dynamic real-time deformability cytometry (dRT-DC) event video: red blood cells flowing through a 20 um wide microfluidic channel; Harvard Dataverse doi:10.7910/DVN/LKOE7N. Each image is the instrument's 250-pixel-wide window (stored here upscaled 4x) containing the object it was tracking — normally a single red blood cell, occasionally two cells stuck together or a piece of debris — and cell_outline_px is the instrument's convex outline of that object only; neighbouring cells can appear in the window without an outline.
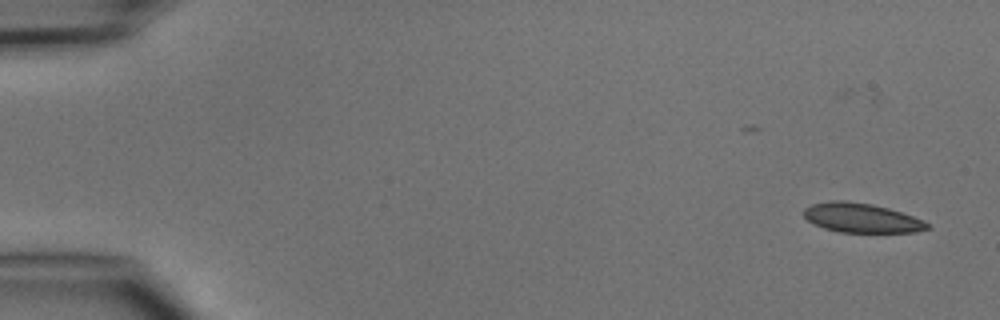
{"species": "common noctule bat (a hibernating species)", "species_latin": "Nyctalus noctula", "temperature_condition": "cold", "stored_images_in_passage": 5, "camera_frame_rate_fps": 3000, "um_per_image_px": 0.085, "animal": {"sex": "male", "body_mass_g": 15.6}, "frame": {"image": 1, "passage_image": 1, "time_ms": 0.0, "image_size_px": [1000, 320], "cell_outline_px": [[932, 228], [916, 232], [840, 232], [824, 228], [808, 220], [804, 216], [804, 208], [812, 204], [828, 200], [844, 200], [872, 204], [888, 208], [924, 220]], "centroid_in_image_um": [73.23, 18.51], "position_along_channel_um": 11.8, "area_um2": 21.1}}
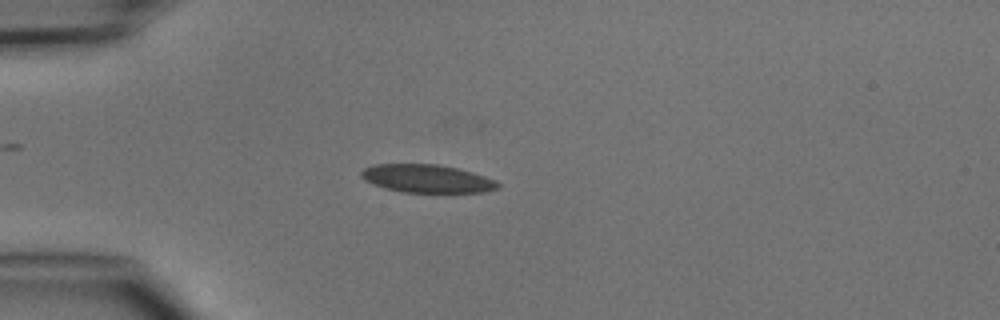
{"frame": {"image": 2, "passage_image": 4, "time_ms": 3.667, "image_size_px": [1000, 320], "cell_outline_px": [[500, 188], [484, 192], [404, 192], [384, 188], [372, 184], [364, 180], [360, 176], [360, 172], [364, 168], [376, 164], [436, 164], [456, 168], [472, 172], [496, 180], [500, 184]], "centroid_in_image_um": [36.28, 15.18], "position_along_channel_um": 48.7, "area_um2": 22.37}}